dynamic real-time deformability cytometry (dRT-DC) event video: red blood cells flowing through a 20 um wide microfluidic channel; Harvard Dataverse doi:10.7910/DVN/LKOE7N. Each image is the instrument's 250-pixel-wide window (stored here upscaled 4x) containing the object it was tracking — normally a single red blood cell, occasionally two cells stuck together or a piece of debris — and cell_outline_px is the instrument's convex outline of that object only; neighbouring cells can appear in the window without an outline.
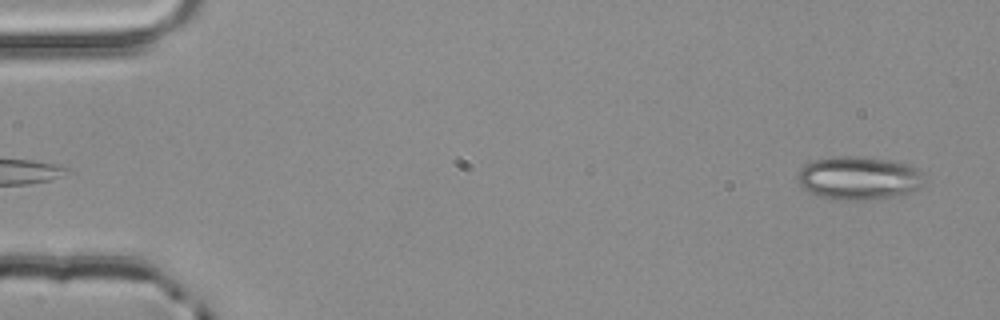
{"species": "common noctule bat (a hibernating species)", "species_latin": "Nyctalus noctula", "temperature_condition": "room temperature", "stored_images_in_passage": 5, "camera_frame_rate_fps": 3000, "um_per_image_px": 0.085, "animal": {"sex": "male", "body_mass_g": 20.4}, "frame": {"image": 1, "passage_image": 5, "time_ms": 1.333, "image_size_px": [1000, 320], "cell_outline_px": [[920, 188], [908, 192], [892, 196], [872, 200], [832, 200], [820, 196], [804, 188], [800, 184], [800, 168], [812, 160], [832, 156], [860, 156], [888, 160], [908, 164], [916, 168], [920, 172]], "centroid_in_image_um": [72.96, 15.13], "position_along_channel_um": 12.0, "area_um2": 31.56}}